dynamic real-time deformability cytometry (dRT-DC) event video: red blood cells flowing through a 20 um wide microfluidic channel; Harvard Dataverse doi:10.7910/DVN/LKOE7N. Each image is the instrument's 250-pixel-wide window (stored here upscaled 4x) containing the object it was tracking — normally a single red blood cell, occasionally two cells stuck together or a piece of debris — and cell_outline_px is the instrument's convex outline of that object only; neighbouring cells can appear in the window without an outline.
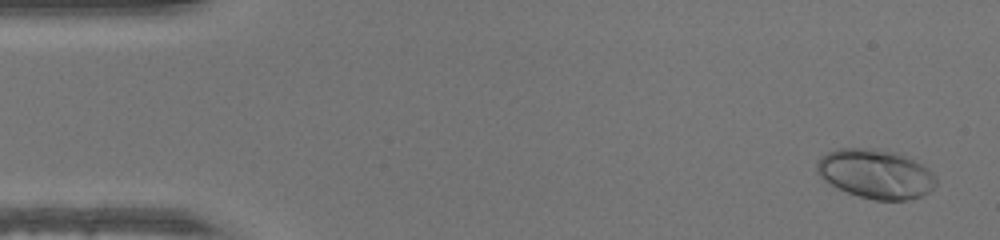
{"species": "human", "species_latin": "Homo sapiens", "temperature_condition": "warm", "stored_images_in_passage": 48, "camera_frame_rate_fps": 3000, "um_per_image_px": 0.085, "donor": {"sex": "male"}, "frame": {"image": 1, "passage_image": 2, "time_ms": 0.333, "image_size_px": [1000, 240], "cell_outline_px": [[936, 184], [928, 192], [920, 196], [908, 200], [876, 200], [860, 196], [836, 188], [824, 180], [816, 172], [816, 160], [820, 156], [828, 152], [840, 148], [876, 148], [896, 152], [928, 168], [936, 176]], "centroid_in_image_um": [74.4, 14.77], "position_along_channel_um": 10.6, "area_um2": 34.22}}
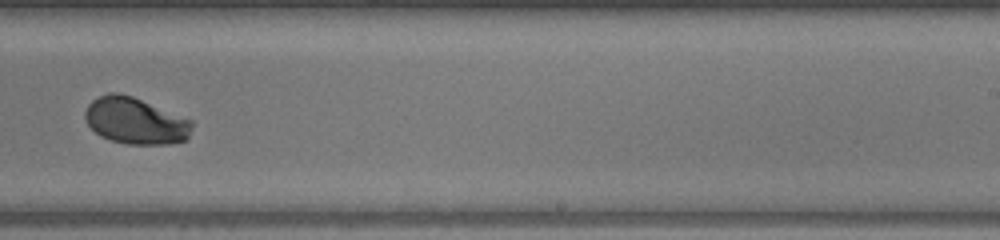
{"frame": {"image": 2, "passage_image": 30, "time_ms": 9.667, "image_size_px": [1000, 240], "cell_outline_px": [[192, 128], [188, 140], [168, 144], [128, 144], [112, 140], [100, 136], [84, 120], [84, 112], [88, 104], [92, 100], [108, 92], [120, 92], [132, 96], [192, 120]], "centroid_in_image_um": [11.5, 10.27], "position_along_channel_um": 277.5, "area_um2": 29.07}}
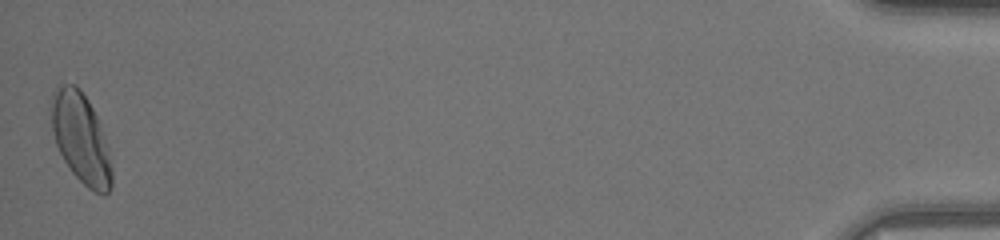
{"frame": {"image": 3, "passage_image": 48, "time_ms": 15.667, "image_size_px": [1000, 240], "cell_outline_px": [[112, 188], [104, 196], [88, 188], [72, 172], [64, 160], [56, 144], [52, 128], [52, 92], [56, 84], [76, 84], [80, 88], [88, 100], [96, 116], [104, 136], [108, 148], [112, 168]], "centroid_in_image_um": [6.88, 11.74], "position_along_channel_um": 428.3, "area_um2": 31.62}}